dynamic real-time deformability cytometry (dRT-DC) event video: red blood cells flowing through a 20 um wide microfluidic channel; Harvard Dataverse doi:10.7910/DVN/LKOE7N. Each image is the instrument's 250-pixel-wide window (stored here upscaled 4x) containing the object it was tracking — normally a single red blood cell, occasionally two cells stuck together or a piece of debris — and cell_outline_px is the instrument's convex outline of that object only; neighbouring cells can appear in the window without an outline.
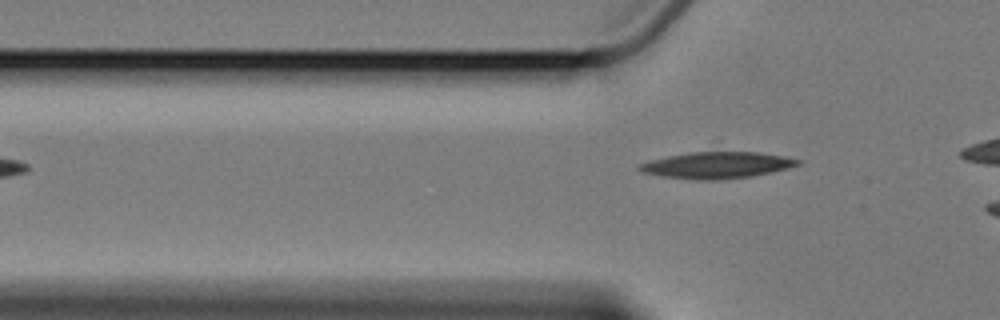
{"species": "Egyptian fruit bat (a non-hibernating species)", "species_latin": "Rousettus aegyptiacus", "temperature_condition": "cold", "stored_images_in_passage": 5, "segment_of_instrument_passage": [2, 2], "camera_frame_rate_fps": 3000, "um_per_image_px": 0.085, "animal": {"sex": "female"}, "frame": {"image": 1, "passage_image": 5, "time_ms": 6.0, "image_size_px": [1000, 320], "cell_outline_px": [[804, 164], [772, 172], [752, 176], [716, 180], [700, 180], [660, 176], [640, 172], [636, 168], [636, 164], [648, 160], [688, 152], [760, 152], [804, 160]], "centroid_in_image_um": [60.92, 14.04], "position_along_channel_um": 64.9, "area_um2": 24.8}}